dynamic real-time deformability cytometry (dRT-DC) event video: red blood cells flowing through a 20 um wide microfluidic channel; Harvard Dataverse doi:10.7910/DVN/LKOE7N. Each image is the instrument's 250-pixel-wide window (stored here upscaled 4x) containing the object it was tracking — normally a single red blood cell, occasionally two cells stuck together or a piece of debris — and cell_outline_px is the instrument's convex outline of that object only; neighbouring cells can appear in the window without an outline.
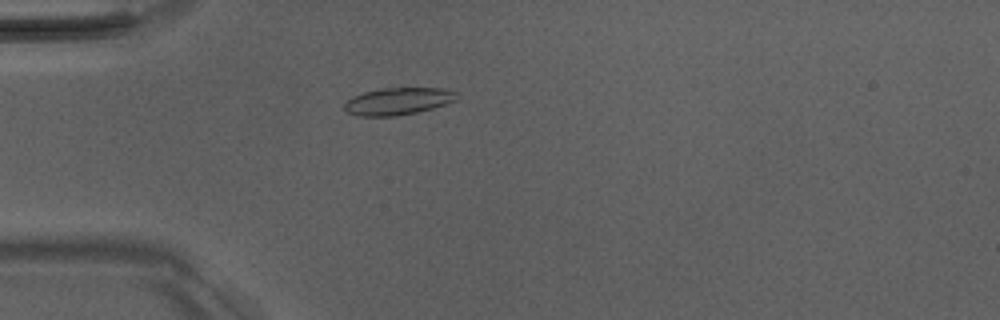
{"species": "Egyptian fruit bat (a non-hibernating species)", "species_latin": "Rousettus aegyptiacus", "temperature_condition": "room temperature", "stored_images_in_passage": 4, "camera_frame_rate_fps": 3000, "um_per_image_px": 0.085, "animal": {"sex": "male"}, "frame": {"image": 1, "passage_image": 4, "time_ms": 4.333, "image_size_px": [1000, 320], "cell_outline_px": [[456, 100], [432, 108], [416, 112], [396, 116], [356, 116], [348, 112], [344, 108], [344, 104], [352, 96], [364, 92], [380, 88], [444, 88], [456, 92]], "centroid_in_image_um": [33.8, 8.6], "position_along_channel_um": 51.2, "area_um2": 17.69}}